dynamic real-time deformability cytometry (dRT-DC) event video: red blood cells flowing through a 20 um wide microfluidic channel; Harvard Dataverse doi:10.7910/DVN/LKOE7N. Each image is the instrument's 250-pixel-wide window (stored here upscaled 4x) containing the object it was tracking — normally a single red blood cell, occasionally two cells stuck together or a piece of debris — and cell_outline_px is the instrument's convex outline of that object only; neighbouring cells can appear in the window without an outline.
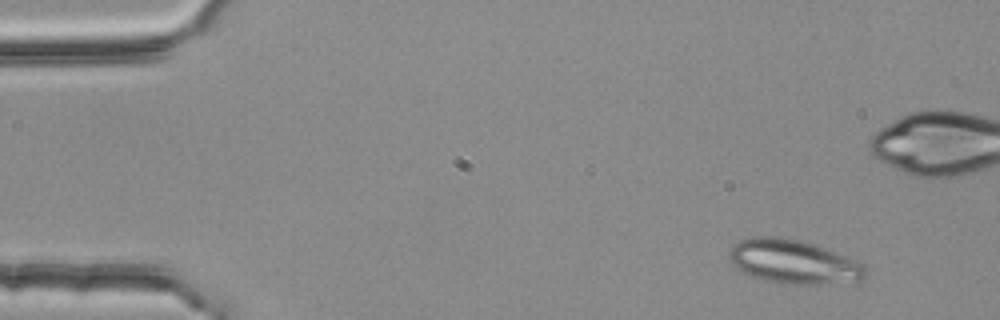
{"species": "common noctule bat (a hibernating species)", "species_latin": "Nyctalus noctula", "temperature_condition": "room temperature", "stored_images_in_passage": 5, "camera_frame_rate_fps": 3000, "um_per_image_px": 0.085, "animal": {"sex": "female", "body_mass_g": 25.1}, "frame": {"image": 1, "passage_image": 2, "time_ms": 0.333, "image_size_px": [1000, 320], "cell_outline_px": [[868, 276], [860, 280], [820, 284], [784, 284], [764, 280], [744, 272], [736, 268], [732, 264], [728, 256], [728, 252], [732, 244], [740, 240], [752, 236], [780, 236], [800, 240], [824, 248], [856, 260], [864, 264], [868, 272]], "centroid_in_image_um": [67.42, 22.24], "position_along_channel_um": 17.6, "area_um2": 35.03}}